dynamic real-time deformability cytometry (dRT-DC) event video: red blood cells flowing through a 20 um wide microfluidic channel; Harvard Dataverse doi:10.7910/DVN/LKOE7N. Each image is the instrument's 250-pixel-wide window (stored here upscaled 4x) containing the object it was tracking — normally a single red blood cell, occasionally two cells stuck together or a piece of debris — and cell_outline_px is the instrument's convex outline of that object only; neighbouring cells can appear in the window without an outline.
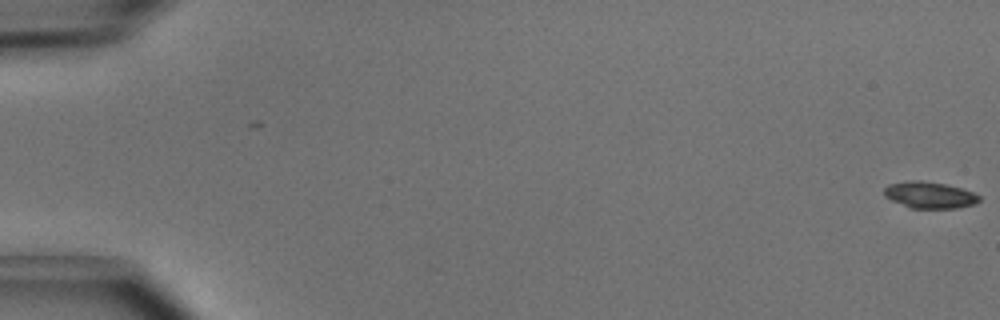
{"species": "common noctule bat (a hibernating species)", "species_latin": "Nyctalus noctula", "temperature_condition": "cold", "stored_images_in_passage": 6, "camera_frame_rate_fps": 3000, "um_per_image_px": 0.085, "animal": {"sex": "male", "body_mass_g": 15.6}, "frame": {"image": 1, "passage_image": 1, "time_ms": 0.0, "image_size_px": [1000, 320], "cell_outline_px": [[980, 200], [976, 204], [956, 208], [912, 208], [892, 200], [884, 196], [884, 188], [888, 184], [908, 180], [920, 180], [944, 184], [960, 188], [972, 192], [980, 196]], "centroid_in_image_um": [79.01, 16.57], "position_along_channel_um": 6.0, "area_um2": 14.62}}
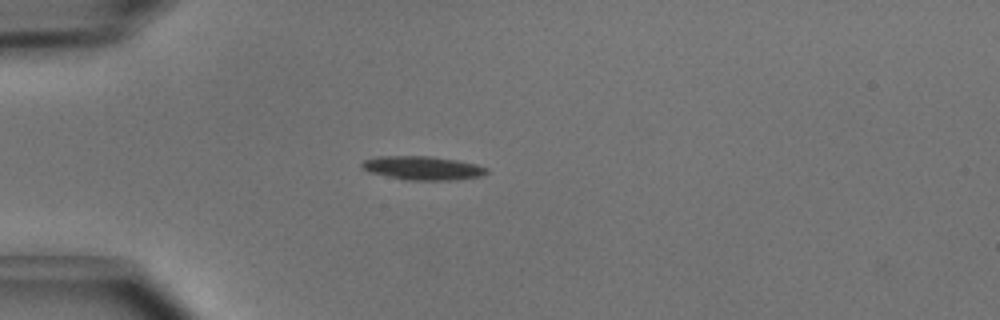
{"frame": {"image": 2, "passage_image": 5, "time_ms": 1.333, "image_size_px": [1000, 320], "cell_outline_px": [[488, 172], [480, 176], [456, 180], [404, 180], [368, 172], [360, 164], [364, 160], [376, 156], [432, 156], [456, 160], [476, 164], [488, 168]], "centroid_in_image_um": [35.91, 14.28], "position_along_channel_um": 49.1, "area_um2": 17.34}}